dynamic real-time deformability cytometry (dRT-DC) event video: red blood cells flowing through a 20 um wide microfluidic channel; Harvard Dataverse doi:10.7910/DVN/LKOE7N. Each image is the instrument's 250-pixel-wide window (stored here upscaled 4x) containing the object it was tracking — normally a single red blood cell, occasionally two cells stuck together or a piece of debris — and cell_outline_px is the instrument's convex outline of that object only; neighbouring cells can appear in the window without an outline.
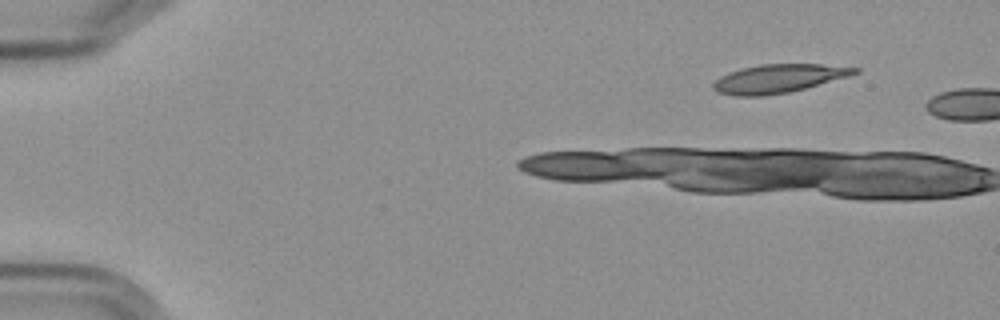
{"species": "Egyptian fruit bat (a non-hibernating species)", "species_latin": "Rousettus aegyptiacus", "temperature_condition": "cold", "stored_images_in_passage": 2, "camera_frame_rate_fps": 3000, "um_per_image_px": 0.085, "frame": {"image": 1, "passage_image": 1, "time_ms": 0.0, "image_size_px": [1000, 320], "cell_outline_px": [[860, 72], [848, 76], [804, 88], [788, 92], [764, 96], [736, 96], [716, 92], [712, 88], [712, 84], [720, 76], [728, 72], [760, 64], [820, 64], [860, 68]], "centroid_in_image_um": [66.13, 6.68], "position_along_channel_um": 18.9, "area_um2": 23.35}}